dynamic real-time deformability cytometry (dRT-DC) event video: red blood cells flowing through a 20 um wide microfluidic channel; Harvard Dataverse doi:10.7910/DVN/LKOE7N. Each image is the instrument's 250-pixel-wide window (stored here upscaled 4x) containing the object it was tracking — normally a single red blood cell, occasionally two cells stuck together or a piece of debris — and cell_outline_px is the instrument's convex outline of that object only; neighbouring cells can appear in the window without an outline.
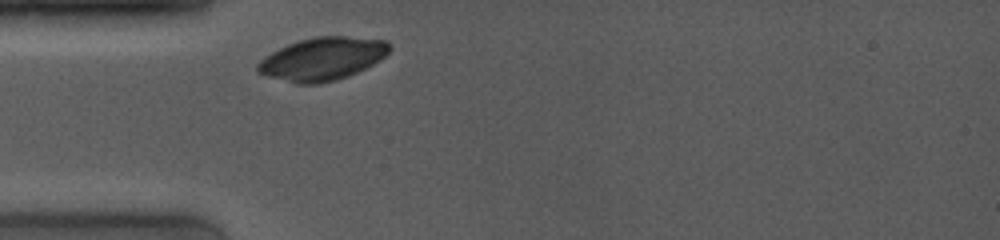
{"species": "common noctule bat (a hibernating species)", "species_latin": "Nyctalus noctula", "temperature_condition": "room temperature", "stored_images_in_passage": 1, "camera_frame_rate_fps": 4000, "um_per_image_px": 0.085, "animal": {"sex": "female", "body_mass_g": 19.0, "forearm_length_mm": 53.3}, "frame": {"image": 1, "passage_image": 1, "time_ms": 0.0, "image_size_px": [1000, 240], "cell_outline_px": [[392, 48], [380, 60], [348, 76], [336, 80], [316, 84], [296, 84], [268, 76], [256, 72], [256, 64], [264, 56], [288, 44], [300, 40], [316, 36], [344, 36], [384, 40]], "centroid_in_image_um": [27.37, 5.01], "position_along_channel_um": 57.6, "area_um2": 32.77}}